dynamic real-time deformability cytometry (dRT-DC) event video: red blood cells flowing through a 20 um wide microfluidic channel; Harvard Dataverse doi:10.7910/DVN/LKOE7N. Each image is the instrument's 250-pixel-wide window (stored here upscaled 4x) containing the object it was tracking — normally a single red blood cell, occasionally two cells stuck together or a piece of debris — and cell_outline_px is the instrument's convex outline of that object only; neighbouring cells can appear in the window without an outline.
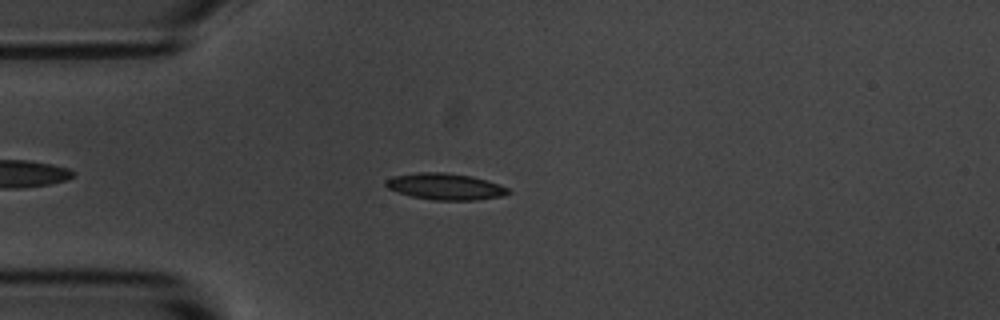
{"species": "common noctule bat (a hibernating species)", "species_latin": "Nyctalus noctula", "temperature_condition": "room temperature", "stored_images_in_passage": 28, "camera_frame_rate_fps": 3000, "um_per_image_px": 0.085, "animal": {"sex": "male", "body_mass_g": 20.1, "forearm_length_mm": 53.5}, "frame": {"image": 1, "passage_image": 9, "time_ms": 2.667, "image_size_px": [1000, 320], "cell_outline_px": [[512, 192], [504, 196], [476, 200], [432, 200], [412, 196], [388, 188], [384, 184], [384, 180], [392, 176], [416, 172], [444, 172], [472, 176], [488, 180], [500, 184], [508, 188]], "centroid_in_image_um": [37.87, 15.85], "position_along_channel_um": 47.1, "area_um2": 19.07}}
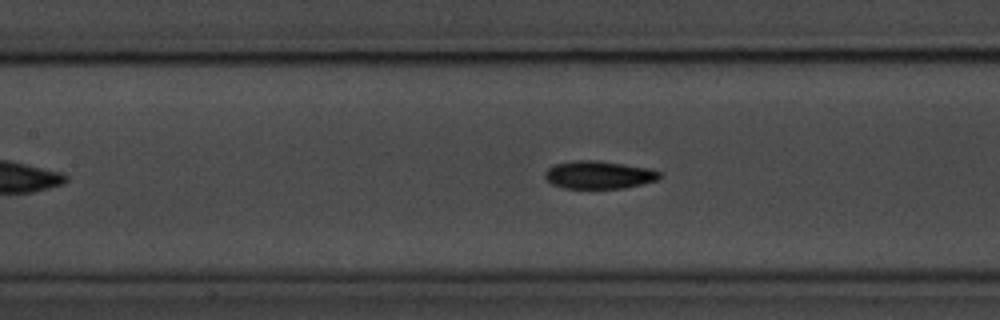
{"frame": {"image": 2, "passage_image": 19, "time_ms": 6.0, "image_size_px": [1000, 320], "cell_outline_px": [[660, 176], [656, 180], [624, 188], [564, 188], [552, 184], [544, 176], [544, 172], [548, 168], [556, 164], [572, 160], [596, 160], [648, 168], [660, 172]], "centroid_in_image_um": [50.85, 14.86], "position_along_channel_um": 156.5, "area_um2": 18.38}}
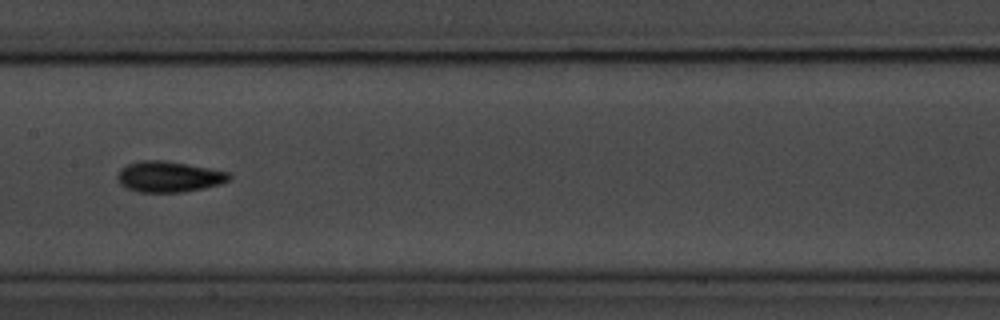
{"frame": {"image": 3, "passage_image": 22, "time_ms": 7.0, "image_size_px": [1000, 320], "cell_outline_px": [[232, 176], [228, 180], [220, 184], [204, 188], [184, 192], [140, 192], [128, 188], [120, 184], [116, 176], [120, 168], [128, 164], [140, 160], [164, 160], [208, 168], [228, 172]], "centroid_in_image_um": [14.33, 15.02], "position_along_channel_um": 193.1, "area_um2": 20.0}}